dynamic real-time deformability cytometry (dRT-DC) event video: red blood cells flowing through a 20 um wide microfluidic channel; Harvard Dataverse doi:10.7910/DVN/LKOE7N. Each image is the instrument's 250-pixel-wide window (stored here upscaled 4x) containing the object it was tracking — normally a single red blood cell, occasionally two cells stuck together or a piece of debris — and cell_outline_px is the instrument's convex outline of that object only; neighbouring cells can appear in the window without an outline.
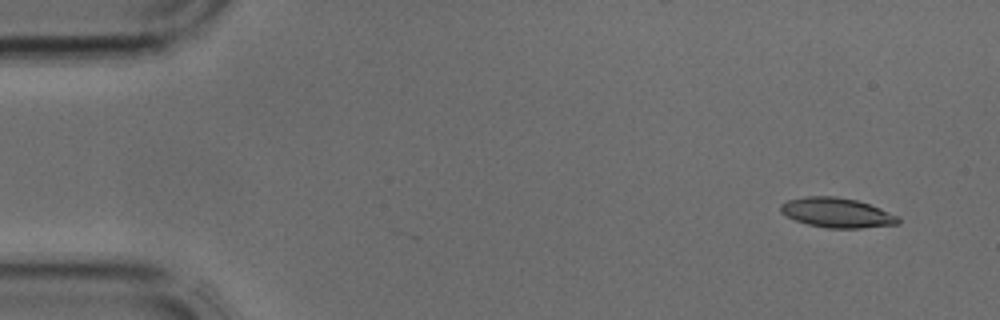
{"species": "common noctule bat (a hibernating species)", "species_latin": "Nyctalus noctula", "temperature_condition": "cold", "stored_images_in_passage": 4, "camera_frame_rate_fps": 3000, "um_per_image_px": 0.085, "animal": {"sex": "male", "body_mass_g": 17.9, "forearm_length_mm": 54.2}, "frame": {"image": 1, "passage_image": 1, "time_ms": 0.0, "image_size_px": [1000, 320], "cell_outline_px": [[900, 224], [860, 228], [828, 228], [808, 224], [796, 220], [780, 212], [780, 204], [788, 200], [804, 196], [836, 196], [856, 200], [880, 208], [900, 216]], "centroid_in_image_um": [71.16, 18.08], "position_along_channel_um": 13.8, "area_um2": 20.4}}